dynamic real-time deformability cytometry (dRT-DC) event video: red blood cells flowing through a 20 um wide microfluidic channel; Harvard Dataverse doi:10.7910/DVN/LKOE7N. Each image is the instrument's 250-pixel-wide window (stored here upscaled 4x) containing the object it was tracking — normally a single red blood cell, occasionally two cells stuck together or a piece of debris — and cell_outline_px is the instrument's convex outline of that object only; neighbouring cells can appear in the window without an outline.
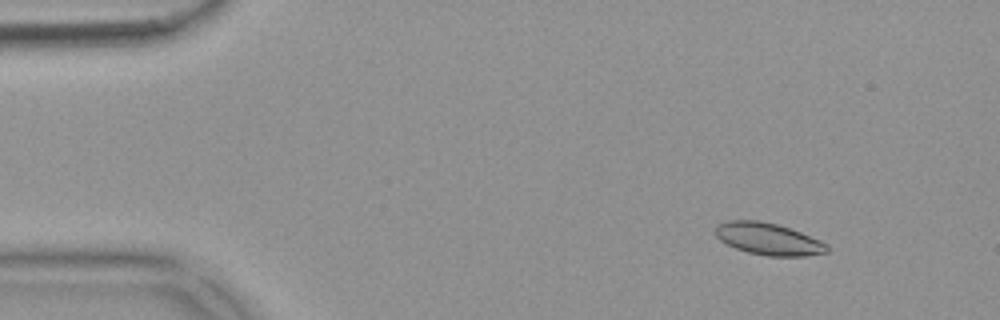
{"species": "common noctule bat (a hibernating species)", "species_latin": "Nyctalus noctula", "temperature_condition": "warm", "stored_images_in_passage": 55, "camera_frame_rate_fps": 3000, "um_per_image_px": 0.085, "animal": {"sex": "female", "body_mass_g": 18.4}, "frame": {"image": 1, "passage_image": 6, "time_ms": 1.667, "image_size_px": [1000, 320], "cell_outline_px": [[828, 252], [808, 256], [768, 256], [748, 252], [736, 248], [720, 240], [716, 236], [716, 224], [728, 220], [760, 220], [776, 224], [800, 232], [820, 240], [828, 244]], "centroid_in_image_um": [65.31, 20.31], "position_along_channel_um": 19.7, "area_um2": 20.75}}
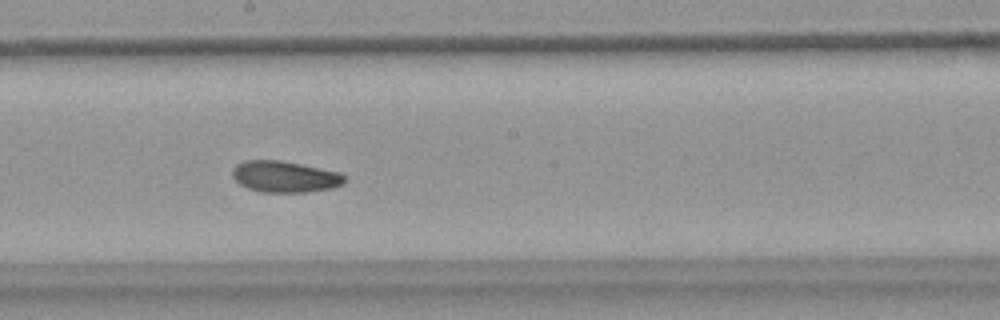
{"frame": {"image": 2, "passage_image": 30, "time_ms": 9.667, "image_size_px": [1000, 320], "cell_outline_px": [[348, 180], [344, 184], [332, 188], [308, 192], [260, 192], [248, 188], [240, 184], [232, 176], [232, 168], [236, 164], [244, 160], [280, 160], [340, 172]], "centroid_in_image_um": [24.22, 15.02], "position_along_channel_um": 224.0, "area_um2": 20.63}}
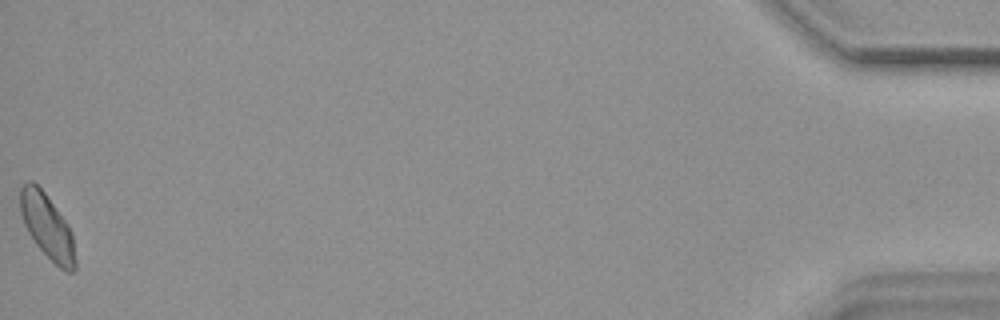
{"frame": {"image": 3, "passage_image": 55, "time_ms": 18.0, "image_size_px": [1000, 320], "cell_outline_px": [[76, 272], [68, 272], [60, 268], [36, 244], [28, 232], [24, 224], [20, 212], [20, 188], [28, 180], [32, 180], [44, 192], [68, 224], [72, 232], [76, 260]], "centroid_in_image_um": [4.03, 19.26], "position_along_channel_um": 431.2, "area_um2": 20.63}, "authors_computed_cell_mechanics": {"area_um2": 20.6346, "velocity_mm_per_s": 3.6633, "shape_relaxation_time_tau1_ms": 7.3068, "shape_relaxation_time_tau2_ms": 5.1949, "deformation_change_tau1": 0.1465, "deformation_change_tau2": 0.0876}}